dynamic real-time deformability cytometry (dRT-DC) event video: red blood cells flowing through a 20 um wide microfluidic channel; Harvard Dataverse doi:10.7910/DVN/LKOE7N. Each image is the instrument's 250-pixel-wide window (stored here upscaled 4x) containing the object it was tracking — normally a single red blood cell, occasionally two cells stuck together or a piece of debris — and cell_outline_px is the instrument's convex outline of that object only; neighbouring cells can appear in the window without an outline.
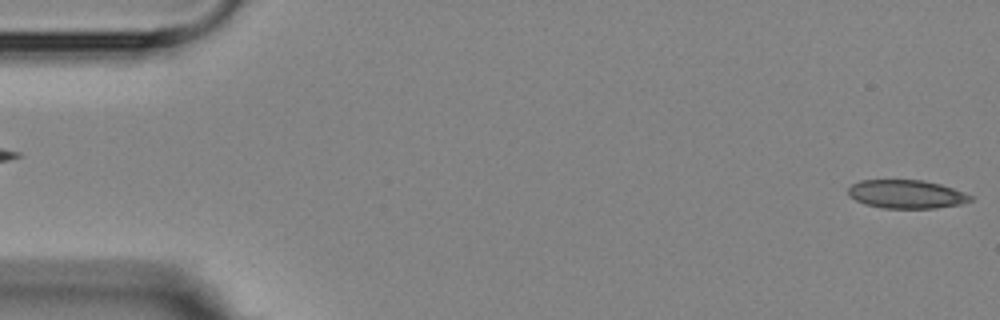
{"species": "Egyptian fruit bat (a non-hibernating species)", "species_latin": "Rousettus aegyptiacus", "temperature_condition": "room temperature", "stored_images_in_passage": 5, "segment_of_instrument_passage": [2, 2], "camera_frame_rate_fps": 3000, "um_per_image_px": 0.085, "animal": {"sex": "female"}, "frame": {"image": 1, "passage_image": 5, "time_ms": 6.0, "image_size_px": [1000, 320], "cell_outline_px": [[972, 200], [960, 204], [936, 208], [884, 208], [864, 204], [848, 196], [848, 188], [852, 184], [860, 180], [924, 180], [940, 184], [964, 192], [972, 196]], "centroid_in_image_um": [77.02, 16.5], "position_along_channel_um": 8.0, "area_um2": 20.29}}